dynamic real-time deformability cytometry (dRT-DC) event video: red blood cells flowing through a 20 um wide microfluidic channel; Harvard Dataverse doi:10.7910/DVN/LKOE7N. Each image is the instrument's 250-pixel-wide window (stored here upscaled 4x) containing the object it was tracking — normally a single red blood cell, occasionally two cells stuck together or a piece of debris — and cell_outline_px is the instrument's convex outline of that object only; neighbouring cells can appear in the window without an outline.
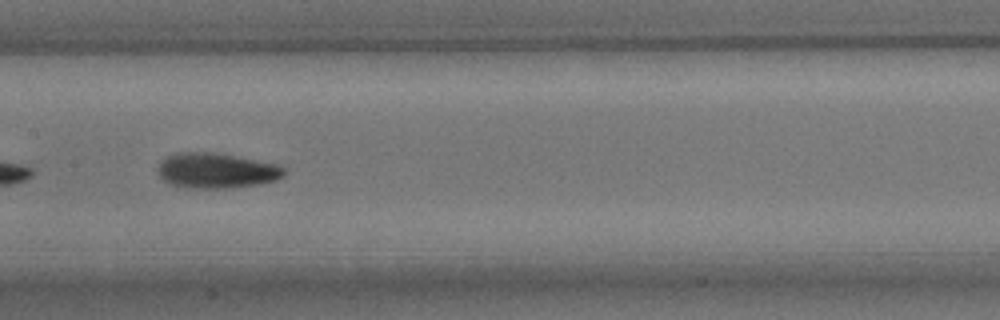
{"species": "common noctule bat (a hibernating species)", "species_latin": "Nyctalus noctula", "temperature_condition": "room temperature", "stored_images_in_passage": 28, "camera_frame_rate_fps": 3000, "um_per_image_px": 0.085, "animal": {"sex": "male", "body_mass_g": 15.6}, "frame": {"image": 1, "passage_image": 26, "time_ms": 8.333, "image_size_px": [1000, 320], "cell_outline_px": [[288, 172], [284, 176], [276, 180], [260, 184], [228, 188], [188, 188], [168, 184], [160, 176], [160, 160], [176, 152], [216, 152], [280, 164]], "centroid_in_image_um": [18.45, 14.5], "position_along_channel_um": 189.0, "area_um2": 26.24}}